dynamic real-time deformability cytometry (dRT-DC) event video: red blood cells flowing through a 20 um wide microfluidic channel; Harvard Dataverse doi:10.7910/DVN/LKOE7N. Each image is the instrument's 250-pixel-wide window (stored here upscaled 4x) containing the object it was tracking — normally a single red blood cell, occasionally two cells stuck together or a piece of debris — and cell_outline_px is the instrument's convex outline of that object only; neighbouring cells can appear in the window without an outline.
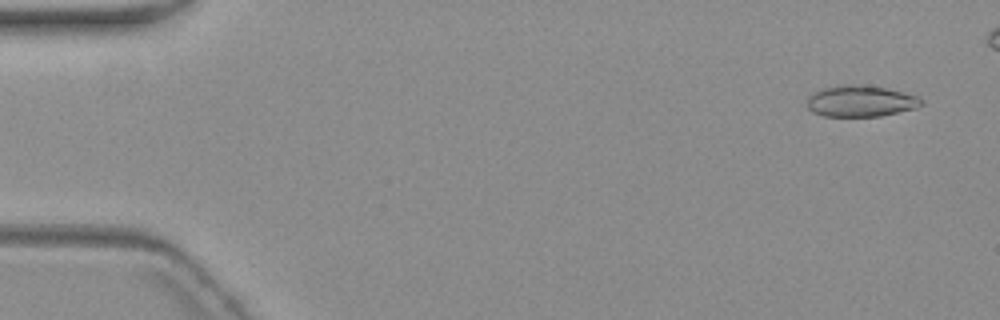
{"species": "common noctule bat (a hibernating species)", "species_latin": "Nyctalus noctula", "temperature_condition": "warm", "stored_images_in_passage": 6, "camera_frame_rate_fps": 3000, "um_per_image_px": 0.085, "animal": {"sex": "female", "body_mass_g": 19.3, "forearm_length_mm": 54.1}, "frame": {"image": 1, "passage_image": 1, "time_ms": 0.0, "image_size_px": [1000, 320], "cell_outline_px": [[924, 104], [916, 108], [880, 116], [824, 116], [812, 112], [808, 108], [804, 100], [812, 92], [824, 88], [840, 84], [852, 84], [884, 88], [916, 96], [924, 100]], "centroid_in_image_um": [73.09, 8.6], "position_along_channel_um": 11.9, "area_um2": 20.87}}